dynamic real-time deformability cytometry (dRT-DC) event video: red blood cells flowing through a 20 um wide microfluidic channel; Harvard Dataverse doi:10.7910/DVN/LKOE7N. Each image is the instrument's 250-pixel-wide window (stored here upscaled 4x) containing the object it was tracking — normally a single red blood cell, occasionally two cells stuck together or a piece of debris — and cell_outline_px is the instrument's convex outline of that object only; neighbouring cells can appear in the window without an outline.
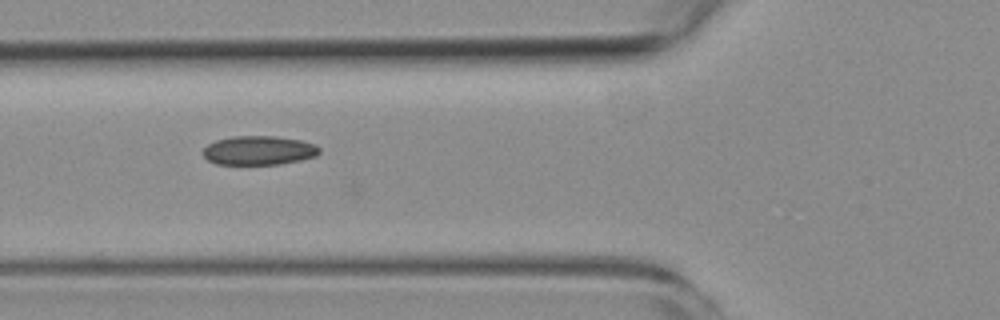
{"species": "common noctule bat (a hibernating species)", "species_latin": "Nyctalus noctula", "temperature_condition": "room temperature", "stored_images_in_passage": 12, "camera_frame_rate_fps": 3000, "um_per_image_px": 0.085, "animal": {"sex": "female", "body_mass_g": 19.3, "forearm_length_mm": 54.1}, "frame": {"image": 1, "passage_image": 7, "time_ms": 7.667, "image_size_px": [1000, 320], "cell_outline_px": [[320, 152], [316, 156], [300, 160], [280, 164], [216, 164], [208, 160], [204, 156], [204, 148], [208, 144], [216, 140], [232, 136], [276, 136], [300, 140], [316, 144], [320, 148]], "centroid_in_image_um": [22.02, 12.78], "position_along_channel_um": 103.8, "area_um2": 19.71}}
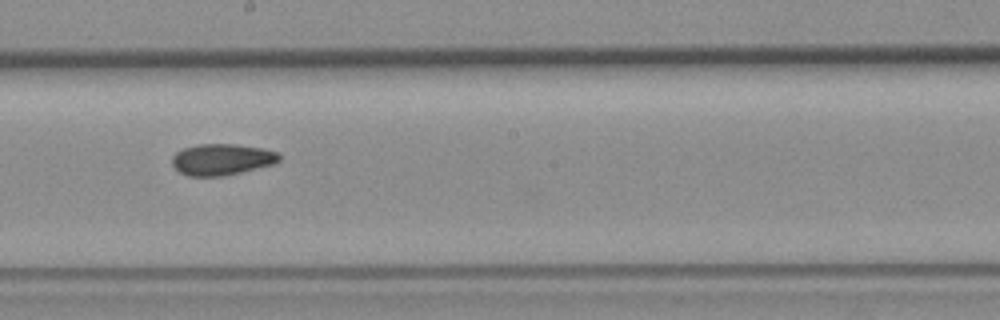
{"frame": {"image": 2, "passage_image": 10, "time_ms": 11.0, "image_size_px": [1000, 320], "cell_outline_px": [[280, 160], [276, 164], [224, 176], [188, 176], [180, 172], [172, 164], [172, 156], [176, 152], [184, 148], [200, 144], [236, 144], [264, 148], [276, 152], [280, 156]], "centroid_in_image_um": [18.88, 13.55], "position_along_channel_um": 229.3, "area_um2": 19.65}}
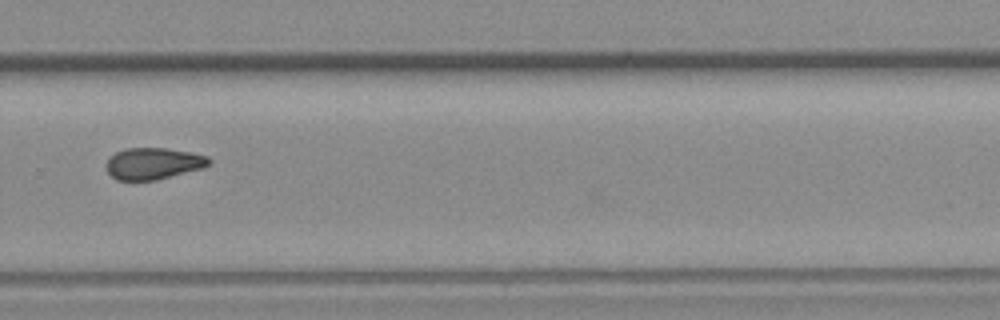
{"frame": {"image": 3, "passage_image": 12, "time_ms": 13.333, "image_size_px": [1000, 320], "cell_outline_px": [[212, 160], [204, 168], [156, 180], [116, 180], [108, 172], [108, 156], [116, 152], [128, 148], [164, 148], [188, 152], [208, 156]], "centroid_in_image_um": [13.04, 13.9], "position_along_channel_um": 316.8, "area_um2": 18.79}}